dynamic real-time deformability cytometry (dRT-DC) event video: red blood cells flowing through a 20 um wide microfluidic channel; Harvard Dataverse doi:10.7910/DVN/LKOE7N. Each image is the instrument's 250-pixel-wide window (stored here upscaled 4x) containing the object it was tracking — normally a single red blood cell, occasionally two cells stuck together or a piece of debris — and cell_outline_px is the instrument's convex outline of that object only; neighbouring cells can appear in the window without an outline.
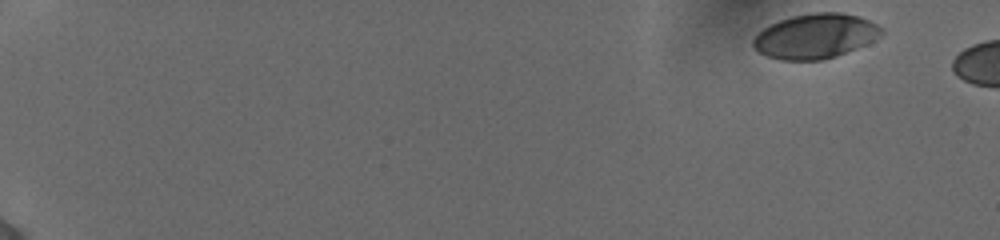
{"species": "human", "species_latin": "Homo sapiens", "temperature_condition": "cold", "stored_images_in_passage": 5, "camera_frame_rate_fps": 3000, "um_per_image_px": 0.085, "donor": {"sex": "female"}, "frame": {"image": 1, "passage_image": 1, "time_ms": 0.0, "image_size_px": [1000, 240], "cell_outline_px": [[884, 32], [880, 36], [856, 48], [836, 56], [820, 60], [780, 60], [768, 56], [760, 52], [752, 44], [752, 40], [764, 28], [780, 20], [792, 16], [812, 12], [840, 12], [860, 16], [876, 24]], "centroid_in_image_um": [69.3, 3.06], "position_along_channel_um": 15.7, "area_um2": 33.06}}